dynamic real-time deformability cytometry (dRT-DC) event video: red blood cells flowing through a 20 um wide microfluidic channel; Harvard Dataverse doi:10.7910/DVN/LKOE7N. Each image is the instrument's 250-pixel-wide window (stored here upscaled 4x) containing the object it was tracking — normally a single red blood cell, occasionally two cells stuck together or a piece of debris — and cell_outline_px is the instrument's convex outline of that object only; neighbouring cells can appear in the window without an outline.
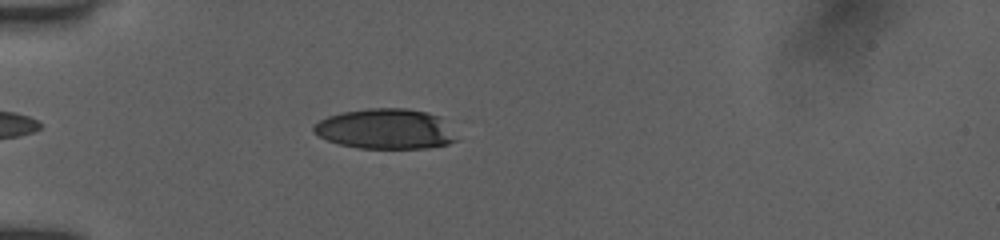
{"species": "human", "species_latin": "Homo sapiens", "temperature_condition": "room temperature", "stored_images_in_passage": 7, "camera_frame_rate_fps": 3000, "um_per_image_px": 0.085, "donor": {"sex": "female"}, "frame": {"image": 1, "passage_image": 3, "time_ms": 1.0, "image_size_px": [1000, 240], "cell_outline_px": [[460, 140], [448, 144], [428, 148], [360, 148], [340, 144], [328, 140], [312, 132], [312, 124], [328, 116], [340, 112], [368, 108], [408, 108], [428, 112], [440, 116]], "centroid_in_image_um": [32.78, 10.95], "position_along_channel_um": 52.2, "area_um2": 33.76}}
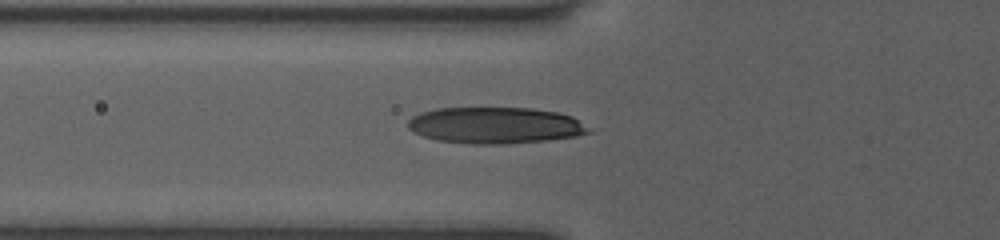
{"frame": {"image": 2, "passage_image": 6, "time_ms": 2.333, "image_size_px": [1000, 240], "cell_outline_px": [[592, 132], [576, 136], [548, 140], [508, 144], [472, 144], [436, 140], [424, 136], [408, 128], [408, 120], [412, 116], [420, 112], [436, 108], [532, 108], [560, 112], [572, 116]], "centroid_in_image_um": [42.08, 10.65], "position_along_channel_um": 83.7, "area_um2": 38.38}}